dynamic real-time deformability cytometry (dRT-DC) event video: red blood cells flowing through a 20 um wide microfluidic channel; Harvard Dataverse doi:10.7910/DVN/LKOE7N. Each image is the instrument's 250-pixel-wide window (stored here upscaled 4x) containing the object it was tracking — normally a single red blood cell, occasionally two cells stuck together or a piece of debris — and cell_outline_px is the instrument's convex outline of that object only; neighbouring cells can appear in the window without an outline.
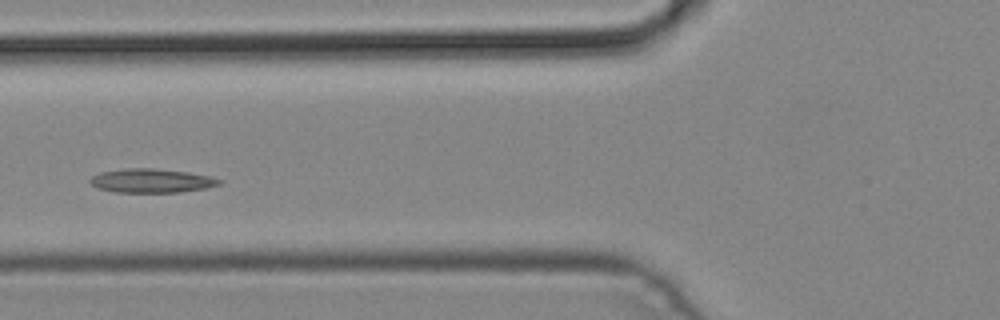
{"species": "common noctule bat (a hibernating species)", "species_latin": "Nyctalus noctula", "temperature_condition": "cold", "stored_images_in_passage": 5, "camera_frame_rate_fps": 3000, "um_per_image_px": 0.085, "animal": {"sex": "male", "body_mass_g": 19.2, "forearm_length_mm": 51.8}, "frame": {"image": 1, "passage_image": 4, "time_ms": 1.0, "image_size_px": [1000, 320], "cell_outline_px": [[224, 180], [220, 184], [208, 188], [180, 192], [112, 192], [100, 188], [92, 184], [88, 180], [92, 176], [100, 172], [128, 168], [152, 168], [188, 172], [212, 176]], "centroid_in_image_um": [12.93, 15.36], "position_along_channel_um": 112.9, "area_um2": 18.09}}
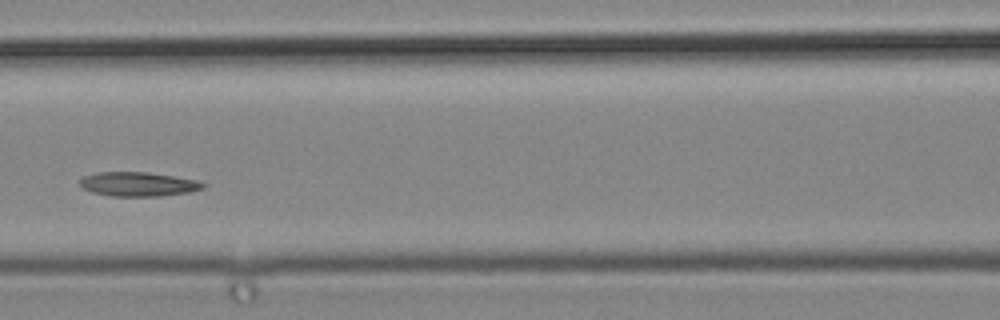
{"frame": {"image": 2, "passage_image": 5, "time_ms": 1.333, "image_size_px": [1000, 320], "cell_outline_px": [[204, 188], [188, 192], [160, 196], [112, 196], [92, 192], [84, 188], [80, 184], [80, 180], [84, 176], [96, 172], [148, 172], [196, 180], [204, 184]], "centroid_in_image_um": [11.72, 15.65], "position_along_channel_um": 154.9, "area_um2": 17.17}}